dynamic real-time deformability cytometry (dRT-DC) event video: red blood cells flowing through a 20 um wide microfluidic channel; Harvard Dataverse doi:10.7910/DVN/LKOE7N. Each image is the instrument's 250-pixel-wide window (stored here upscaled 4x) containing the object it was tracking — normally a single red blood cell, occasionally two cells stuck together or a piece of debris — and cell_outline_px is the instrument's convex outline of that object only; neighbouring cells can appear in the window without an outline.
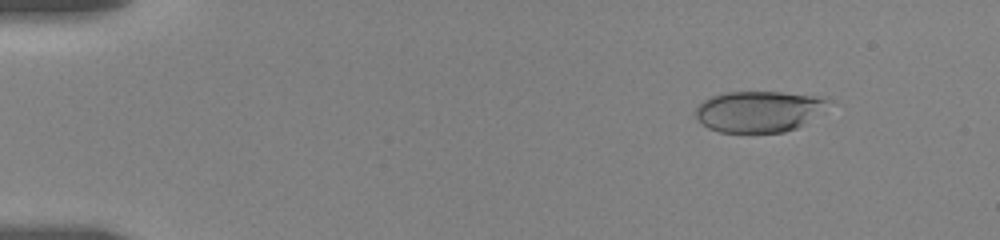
{"species": "human", "species_latin": "Homo sapiens", "temperature_condition": "room temperature", "stored_images_in_passage": 23, "camera_frame_rate_fps": 3000, "um_per_image_px": 0.085, "donor": {"sex": "female"}, "frame": {"image": 1, "passage_image": 11, "time_ms": 2.0, "image_size_px": [1000, 240], "cell_outline_px": [[832, 100], [824, 112], [796, 128], [784, 132], [720, 132], [708, 128], [696, 116], [696, 108], [704, 100], [712, 96], [724, 92], [780, 92], [816, 96]], "centroid_in_image_um": [64.55, 9.46], "position_along_channel_um": 20.5, "area_um2": 31.73}}
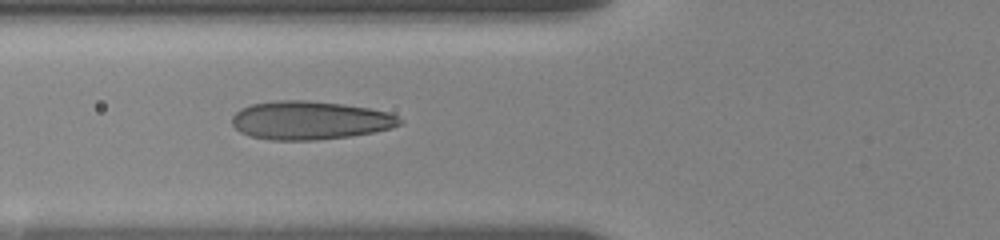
{"frame": {"image": 2, "passage_image": 21, "time_ms": 7.0, "image_size_px": [1000, 240], "cell_outline_px": [[404, 120], [400, 124], [392, 128], [352, 136], [316, 140], [272, 140], [248, 136], [240, 132], [232, 124], [232, 116], [240, 108], [252, 104], [276, 100], [304, 100], [344, 104], [368, 108], [388, 112]], "centroid_in_image_um": [26.32, 10.23], "position_along_channel_um": 99.5, "area_um2": 37.69}}
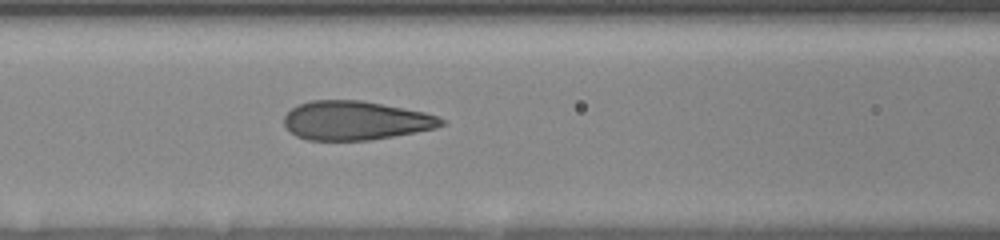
{"frame": {"image": 3, "passage_image": 23, "time_ms": 8.0, "image_size_px": [1000, 240], "cell_outline_px": [[448, 124], [436, 128], [392, 136], [368, 140], [308, 140], [296, 136], [284, 124], [284, 116], [296, 104], [312, 100], [360, 100], [424, 112], [440, 116]], "centroid_in_image_um": [30.23, 10.24], "position_along_channel_um": 136.4, "area_um2": 35.6}}